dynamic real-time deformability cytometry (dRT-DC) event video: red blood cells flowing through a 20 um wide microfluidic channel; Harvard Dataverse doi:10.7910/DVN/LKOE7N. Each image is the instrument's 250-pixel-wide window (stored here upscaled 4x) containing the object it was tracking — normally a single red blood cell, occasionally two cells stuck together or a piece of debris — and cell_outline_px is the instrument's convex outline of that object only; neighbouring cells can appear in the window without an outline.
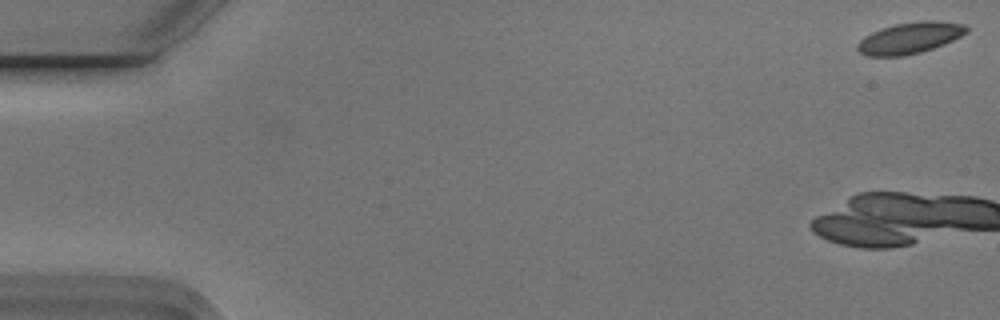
{"species": "Egyptian fruit bat (a non-hibernating species)", "species_latin": "Rousettus aegyptiacus", "temperature_condition": "cold", "stored_images_in_passage": 7, "camera_frame_rate_fps": 3000, "um_per_image_px": 0.085, "animal": {"sex": "male"}, "frame": {"image": 1, "passage_image": 1, "time_ms": 0.0, "image_size_px": [1000, 320], "cell_outline_px": [[968, 32], [944, 44], [920, 52], [904, 56], [868, 56], [860, 52], [856, 48], [856, 44], [864, 36], [880, 28], [896, 24], [920, 20], [936, 20], [964, 24], [968, 28]], "centroid_in_image_um": [77.32, 3.22], "position_along_channel_um": 7.7, "area_um2": 19.94}}